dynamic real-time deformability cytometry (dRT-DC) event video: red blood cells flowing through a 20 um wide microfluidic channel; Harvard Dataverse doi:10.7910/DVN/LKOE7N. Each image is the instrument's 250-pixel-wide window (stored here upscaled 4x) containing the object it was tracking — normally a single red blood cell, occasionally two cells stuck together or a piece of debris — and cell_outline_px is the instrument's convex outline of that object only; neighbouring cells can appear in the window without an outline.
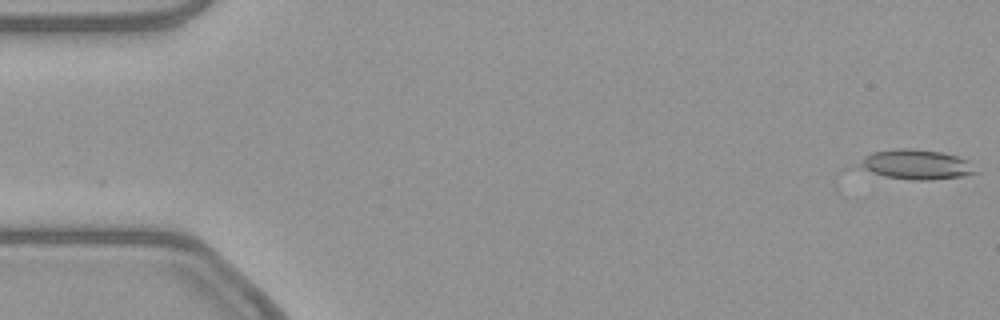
{"species": "common noctule bat (a hibernating species)", "species_latin": "Nyctalus noctula", "temperature_condition": "warm", "stored_images_in_passage": 41, "camera_frame_rate_fps": 3000, "um_per_image_px": 0.085, "animal": {"sex": "female", "body_mass_g": 21.9}, "frame": {"image": 1, "passage_image": 1, "time_ms": 0.0, "image_size_px": [1000, 320], "cell_outline_px": [[980, 172], [964, 176], [928, 180], [912, 180], [884, 176], [872, 172], [864, 168], [860, 164], [864, 156], [872, 152], [896, 148], [912, 148], [940, 152], [956, 156], [968, 160]], "centroid_in_image_um": [77.94, 13.98], "position_along_channel_um": 7.1, "area_um2": 20.06}}
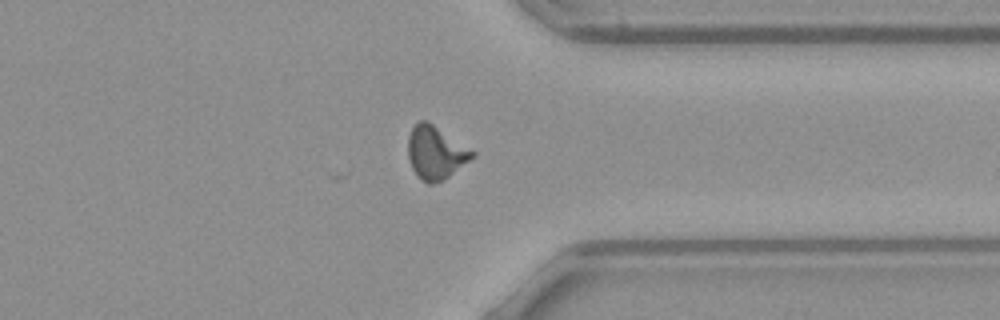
{"frame": {"image": 2, "passage_image": 41, "time_ms": 13.333, "image_size_px": [1000, 320], "cell_outline_px": [[476, 156], [444, 180], [432, 184], [428, 184], [412, 168], [408, 160], [408, 136], [412, 128], [420, 120], [428, 120], [476, 152]], "centroid_in_image_um": [37.05, 12.96], "position_along_channel_um": 374.4, "area_um2": 19.94}}